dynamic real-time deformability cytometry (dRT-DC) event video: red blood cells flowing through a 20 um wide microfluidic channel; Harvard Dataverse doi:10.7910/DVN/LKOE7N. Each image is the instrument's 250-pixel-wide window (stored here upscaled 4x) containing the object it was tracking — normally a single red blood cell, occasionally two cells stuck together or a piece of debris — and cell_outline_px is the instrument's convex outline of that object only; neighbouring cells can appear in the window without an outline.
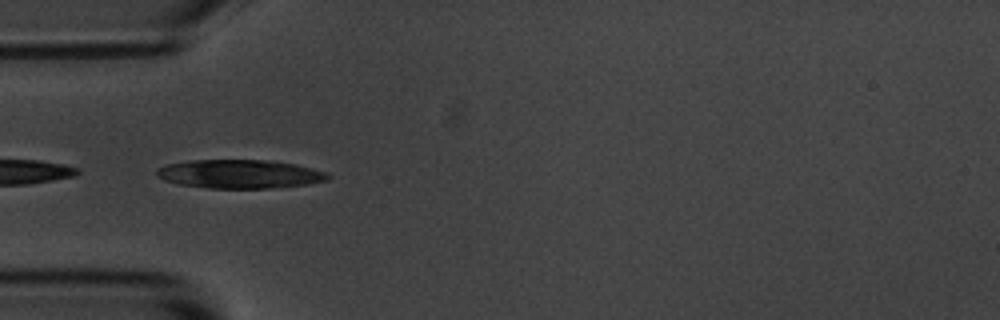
{"species": "common noctule bat (a hibernating species)", "species_latin": "Nyctalus noctula", "temperature_condition": "room temperature", "stored_images_in_passage": 10, "camera_frame_rate_fps": 3000, "um_per_image_px": 0.085, "animal": {"sex": "male", "body_mass_g": 20.1, "forearm_length_mm": 53.5}, "frame": {"image": 1, "passage_image": 2, "time_ms": 0.333, "image_size_px": [1000, 320], "cell_outline_px": [[332, 176], [328, 180], [308, 184], [268, 188], [208, 188], [176, 184], [164, 180], [156, 176], [156, 168], [168, 164], [188, 160], [268, 160], [296, 164], [328, 172]], "centroid_in_image_um": [20.37, 14.79], "position_along_channel_um": 64.6, "area_um2": 28.84}}